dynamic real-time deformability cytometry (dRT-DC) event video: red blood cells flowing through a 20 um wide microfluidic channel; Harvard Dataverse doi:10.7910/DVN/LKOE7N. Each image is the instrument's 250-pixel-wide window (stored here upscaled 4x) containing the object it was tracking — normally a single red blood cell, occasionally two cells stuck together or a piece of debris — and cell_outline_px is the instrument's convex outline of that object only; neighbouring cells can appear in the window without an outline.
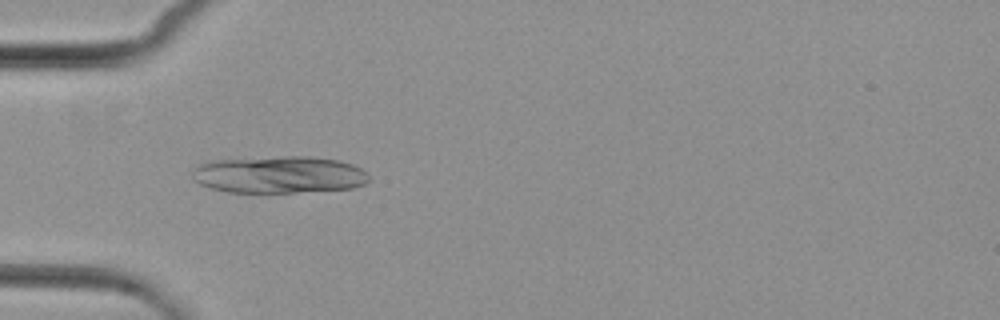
{"species": "common noctule bat (a hibernating species)", "species_latin": "Nyctalus noctula", "temperature_condition": "cold", "stored_images_in_passage": 4, "camera_frame_rate_fps": 3000, "um_per_image_px": 0.085, "animal": {"sex": "female", "body_mass_g": 29.2, "forearm_length_mm": 56.3}, "frame": {"image": 1, "passage_image": 4, "time_ms": 3.667, "image_size_px": [1000, 320], "cell_outline_px": [[368, 180], [364, 184], [352, 188], [296, 192], [228, 192], [208, 188], [200, 184], [192, 176], [192, 172], [196, 164], [208, 160], [280, 156], [308, 156], [340, 160], [352, 164], [360, 168], [368, 176]], "centroid_in_image_um": [23.66, 14.83], "position_along_channel_um": 61.3, "area_um2": 38.44}}